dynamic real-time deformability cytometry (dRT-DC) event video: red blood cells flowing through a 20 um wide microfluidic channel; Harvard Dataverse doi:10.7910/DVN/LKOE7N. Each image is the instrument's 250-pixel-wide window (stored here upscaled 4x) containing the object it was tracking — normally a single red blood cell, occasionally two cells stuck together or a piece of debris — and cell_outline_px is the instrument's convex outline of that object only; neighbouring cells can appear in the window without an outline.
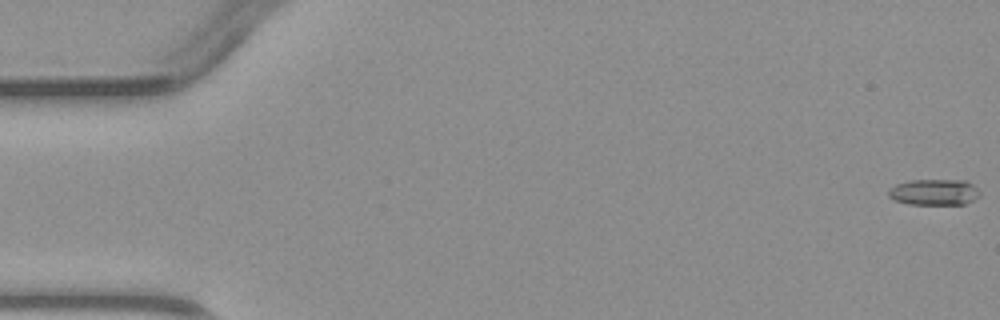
{"species": "common noctule bat (a hibernating species)", "species_latin": "Nyctalus noctula", "temperature_condition": "warm", "stored_images_in_passage": 4, "camera_frame_rate_fps": 3000, "um_per_image_px": 0.085, "animal": {"sex": "male", "body_mass_g": 23.1, "forearm_length_mm": 52.7}, "frame": {"image": 1, "passage_image": 1, "time_ms": 0.0, "image_size_px": [1000, 320], "cell_outline_px": [[980, 196], [964, 204], [908, 204], [896, 200], [888, 196], [888, 188], [896, 184], [912, 180], [968, 180], [980, 192]], "centroid_in_image_um": [79.4, 16.32], "position_along_channel_um": 5.6, "area_um2": 13.87}}
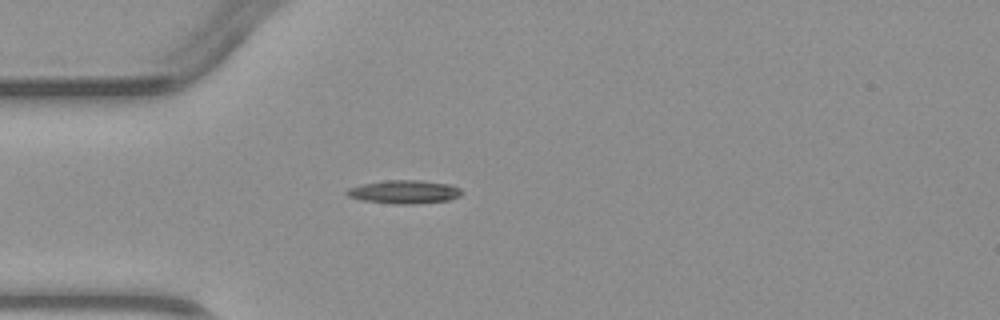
{"frame": {"image": 2, "passage_image": 4, "time_ms": 4.333, "image_size_px": [1000, 320], "cell_outline_px": [[464, 192], [460, 196], [448, 200], [412, 204], [396, 204], [360, 200], [348, 196], [344, 192], [348, 188], [360, 184], [384, 180], [420, 180], [452, 184], [460, 188]], "centroid_in_image_um": [34.36, 16.3], "position_along_channel_um": 50.6, "area_um2": 15.9}}